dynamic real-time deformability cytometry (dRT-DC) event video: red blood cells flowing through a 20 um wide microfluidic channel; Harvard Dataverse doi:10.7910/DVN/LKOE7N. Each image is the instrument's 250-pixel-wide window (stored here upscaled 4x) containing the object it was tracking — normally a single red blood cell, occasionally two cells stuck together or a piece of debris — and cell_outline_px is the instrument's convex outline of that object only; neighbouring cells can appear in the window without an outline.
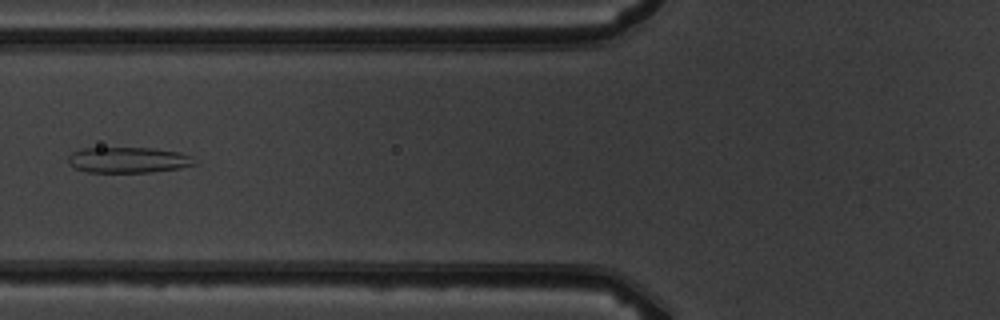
{"species": "common noctule bat (a hibernating species)", "species_latin": "Nyctalus noctula", "temperature_condition": "warm", "stored_images_in_passage": 5, "camera_frame_rate_fps": 3000, "um_per_image_px": 0.085, "animal": {"sex": "male", "body_mass_g": 19.5, "forearm_length_mm": 54.6}, "frame": {"image": 1, "passage_image": 5, "time_ms": 4.667, "image_size_px": [1000, 320], "cell_outline_px": [[196, 164], [180, 168], [152, 172], [88, 172], [76, 168], [68, 164], [68, 156], [72, 152], [80, 148], [152, 148], [180, 152], [188, 156]], "centroid_in_image_um": [10.84, 13.59], "position_along_channel_um": 115.0, "area_um2": 18.84}}